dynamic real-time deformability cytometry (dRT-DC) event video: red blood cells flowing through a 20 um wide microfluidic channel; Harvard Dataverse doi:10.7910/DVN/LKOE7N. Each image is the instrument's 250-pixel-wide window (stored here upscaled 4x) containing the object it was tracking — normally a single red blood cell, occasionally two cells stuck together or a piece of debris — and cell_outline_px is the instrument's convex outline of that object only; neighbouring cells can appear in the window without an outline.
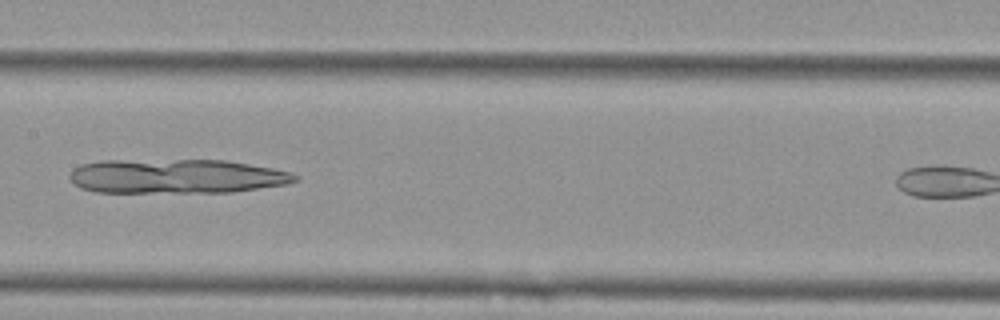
{"species": "Egyptian fruit bat (a non-hibernating species)", "species_latin": "Rousettus aegyptiacus", "temperature_condition": "cold", "stored_images_in_passage": 8, "camera_frame_rate_fps": 3000, "um_per_image_px": 0.085, "animal": {"sex": "female"}, "frame": {"image": 1, "passage_image": 6, "time_ms": 1.667, "image_size_px": [1000, 320], "cell_outline_px": [[300, 180], [288, 184], [232, 192], [96, 192], [80, 188], [68, 176], [72, 168], [80, 164], [100, 160], [228, 160], [272, 168], [292, 172], [300, 176]], "centroid_in_image_um": [15.01, 14.98], "position_along_channel_um": 192.4, "area_um2": 45.55}}
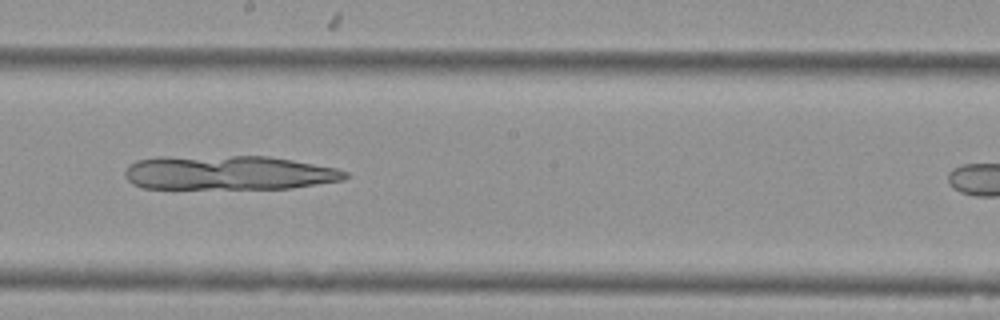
{"frame": {"image": 2, "passage_image": 7, "time_ms": 2.0, "image_size_px": [1000, 320], "cell_outline_px": [[348, 176], [344, 180], [292, 188], [140, 188], [132, 184], [124, 176], [124, 168], [128, 164], [136, 160], [160, 156], [268, 156], [292, 160], [336, 168], [348, 172]], "centroid_in_image_um": [19.37, 14.67], "position_along_channel_um": 228.8, "area_um2": 44.33}}